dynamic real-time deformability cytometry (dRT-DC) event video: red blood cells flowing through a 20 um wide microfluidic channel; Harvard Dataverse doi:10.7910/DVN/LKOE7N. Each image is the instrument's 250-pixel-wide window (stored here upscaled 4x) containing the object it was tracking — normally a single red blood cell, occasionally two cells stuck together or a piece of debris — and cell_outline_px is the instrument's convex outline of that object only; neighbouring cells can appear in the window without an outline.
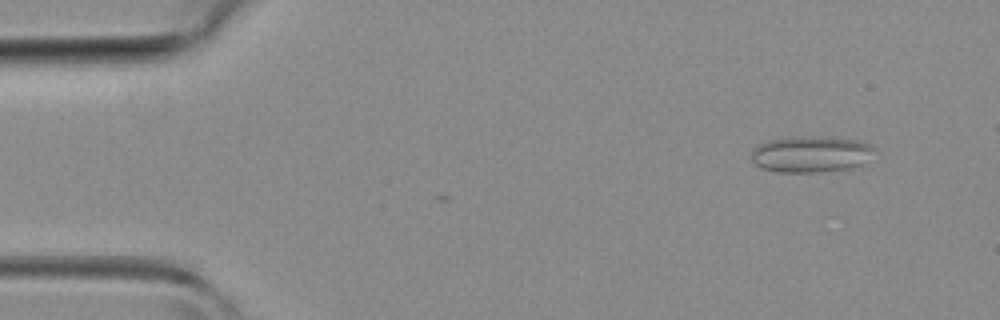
{"species": "common noctule bat (a hibernating species)", "species_latin": "Nyctalus noctula", "temperature_condition": "room temperature", "stored_images_in_passage": 4, "camera_frame_rate_fps": 3000, "um_per_image_px": 0.085, "animal": {"sex": "female", "body_mass_g": 19.3, "forearm_length_mm": 54.1}, "frame": {"image": 1, "passage_image": 2, "time_ms": 0.333, "image_size_px": [1000, 320], "cell_outline_px": [[880, 152], [864, 168], [820, 172], [780, 172], [760, 168], [752, 160], [752, 148], [756, 144], [768, 140], [796, 136], [820, 136], [856, 140], [868, 144], [876, 148]], "centroid_in_image_um": [69.07, 13.12], "position_along_channel_um": 15.9, "area_um2": 27.28}}